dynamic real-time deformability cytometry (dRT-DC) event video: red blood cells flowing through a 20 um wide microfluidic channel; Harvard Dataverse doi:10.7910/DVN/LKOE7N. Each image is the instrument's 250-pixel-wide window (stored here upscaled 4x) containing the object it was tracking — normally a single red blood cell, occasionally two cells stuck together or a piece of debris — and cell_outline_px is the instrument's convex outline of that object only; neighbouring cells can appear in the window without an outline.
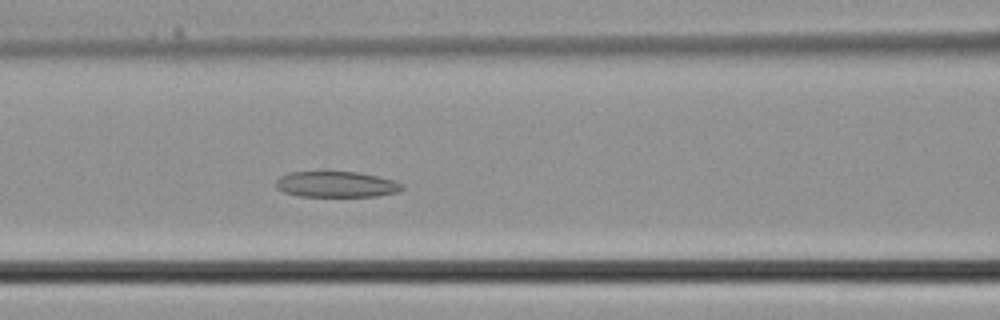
{"species": "common noctule bat (a hibernating species)", "species_latin": "Nyctalus noctula", "temperature_condition": "cold", "stored_images_in_passage": 37, "camera_frame_rate_fps": 3000, "um_per_image_px": 0.085, "animal": {"sex": "male", "body_mass_g": 21.5, "forearm_length_mm": 52.0}, "frame": {"image": 1, "passage_image": 14, "time_ms": 4.333, "image_size_px": [1000, 320], "cell_outline_px": [[404, 188], [400, 192], [376, 196], [300, 196], [284, 192], [276, 188], [276, 180], [280, 176], [288, 172], [324, 168], [356, 172], [376, 176], [392, 180], [404, 184]], "centroid_in_image_um": [28.53, 15.62], "position_along_channel_um": 138.1, "area_um2": 19.94}}
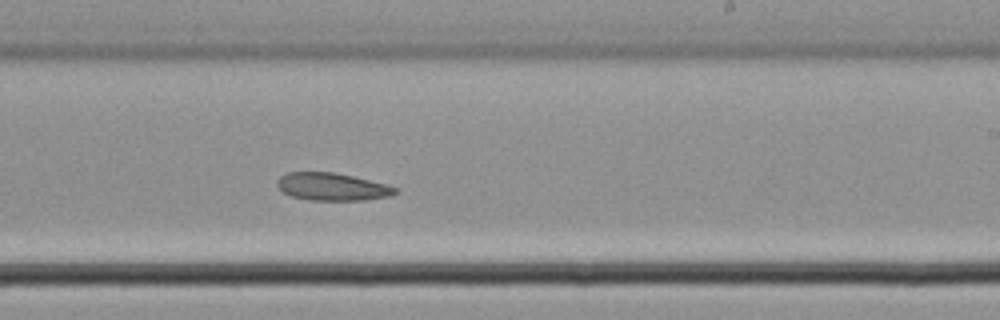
{"frame": {"image": 2, "passage_image": 21, "time_ms": 6.667, "image_size_px": [1000, 320], "cell_outline_px": [[400, 192], [392, 196], [364, 200], [312, 200], [292, 196], [284, 192], [276, 184], [276, 180], [280, 176], [288, 172], [332, 172], [352, 176], [388, 184], [400, 188]], "centroid_in_image_um": [28.31, 15.87], "position_along_channel_um": 260.7, "area_um2": 19.13}}
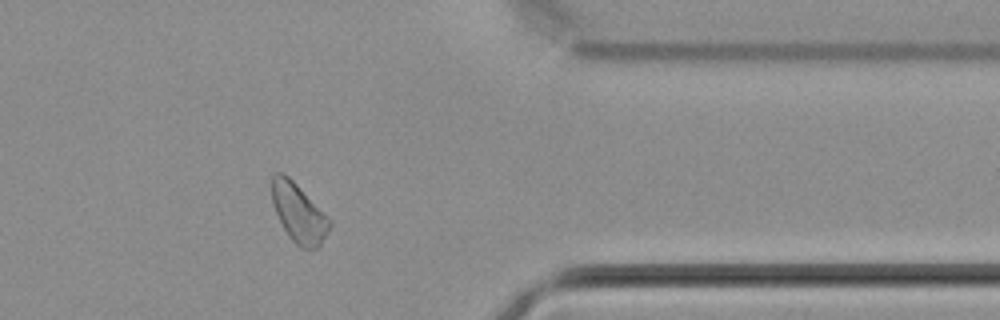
{"frame": {"image": 3, "passage_image": 29, "time_ms": 9.333, "image_size_px": [1000, 320], "cell_outline_px": [[332, 224], [320, 248], [300, 248], [288, 236], [272, 204], [272, 176], [276, 172], [284, 172], [332, 220]], "centroid_in_image_um": [25.41, 18.12], "position_along_channel_um": 386.0, "area_um2": 19.77}}